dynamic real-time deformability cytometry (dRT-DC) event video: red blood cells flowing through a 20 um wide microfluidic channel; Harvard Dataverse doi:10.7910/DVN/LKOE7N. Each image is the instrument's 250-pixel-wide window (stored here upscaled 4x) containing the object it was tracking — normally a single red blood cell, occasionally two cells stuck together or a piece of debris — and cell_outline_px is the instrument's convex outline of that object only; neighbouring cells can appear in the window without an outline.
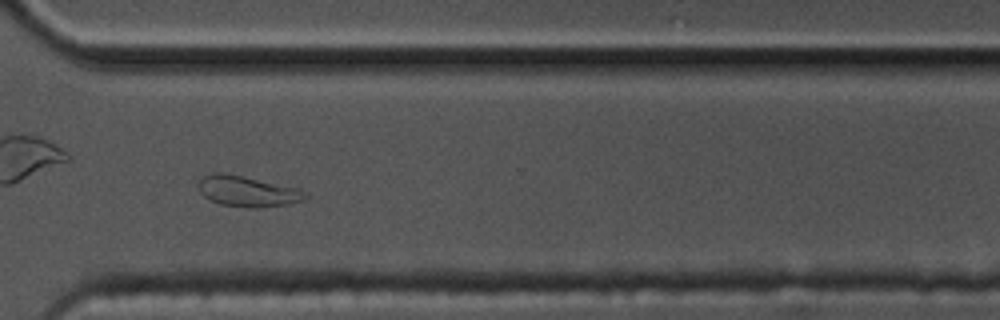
{"species": "common noctule bat (a hibernating species)", "species_latin": "Nyctalus noctula", "temperature_condition": "cold", "stored_images_in_passage": 58, "camera_frame_rate_fps": 3000, "um_per_image_px": 0.085, "animal": {"sex": "male", "body_mass_g": 17.5, "forearm_length_mm": 52.3}, "frame": {"image": 1, "passage_image": 42, "time_ms": 13.667, "image_size_px": [1000, 320], "cell_outline_px": [[308, 196], [304, 200], [288, 204], [256, 208], [248, 208], [220, 204], [204, 196], [200, 192], [200, 180], [204, 176], [212, 172], [220, 172], [300, 188], [308, 192]], "centroid_in_image_um": [21.09, 16.27], "position_along_channel_um": 349.5, "area_um2": 18.96}}
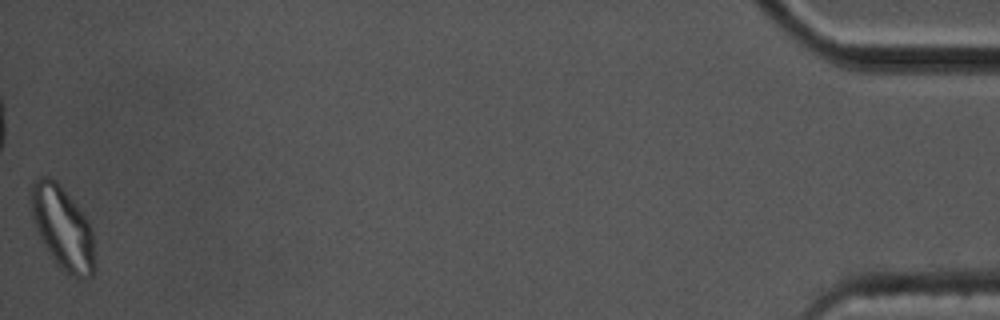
{"frame": {"image": 2, "passage_image": 58, "time_ms": 19.0, "image_size_px": [1000, 320], "cell_outline_px": [[96, 264], [92, 276], [72, 276], [56, 264], [44, 244], [36, 228], [32, 216], [28, 192], [36, 176], [48, 176], [56, 180], [88, 220], [92, 228]], "centroid_in_image_um": [5.31, 19.32], "position_along_channel_um": 429.9, "area_um2": 30.87}, "authors_computed_cell_mechanics": {"area_um2": 18.1781, "velocity_mm_per_s": 3.3036, "shape_relaxation_time_tau1_ms": 4.8163, "shape_relaxation_time_tau2_ms": 3.5853, "deformation_change_tau1": 0.1859, "deformation_change_tau2": 0.1066}}